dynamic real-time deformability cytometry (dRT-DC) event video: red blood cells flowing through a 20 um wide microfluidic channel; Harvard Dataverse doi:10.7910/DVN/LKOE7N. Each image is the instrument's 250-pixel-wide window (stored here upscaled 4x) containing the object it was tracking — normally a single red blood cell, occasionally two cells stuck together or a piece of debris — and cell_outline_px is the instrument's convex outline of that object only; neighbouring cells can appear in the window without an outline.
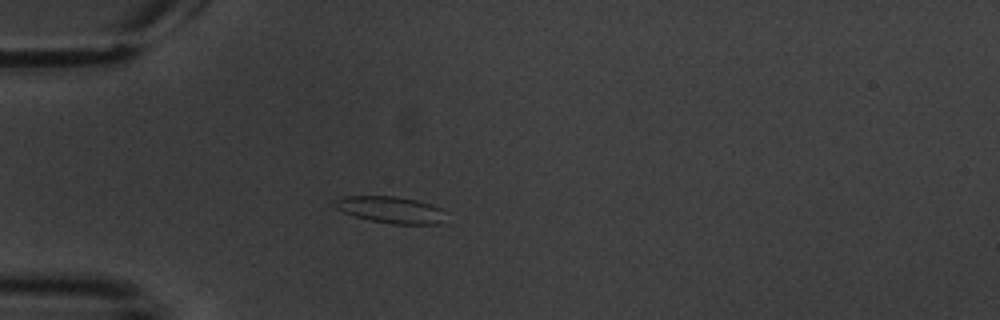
{"species": "common noctule bat (a hibernating species)", "species_latin": "Nyctalus noctula", "temperature_condition": "warm", "stored_images_in_passage": 6, "camera_frame_rate_fps": 3000, "um_per_image_px": 0.085, "animal": {"sex": "male", "body_mass_g": 20.1, "forearm_length_mm": 53.5}, "frame": {"image": 1, "passage_image": 4, "time_ms": 3.667, "image_size_px": [1000, 320], "cell_outline_px": [[440, 224], [392, 224], [368, 220], [344, 212], [336, 208], [332, 204], [332, 200], [344, 196], [396, 196], [416, 200], [440, 208]], "centroid_in_image_um": [33.08, 17.82], "position_along_channel_um": 51.9, "area_um2": 16.94}}